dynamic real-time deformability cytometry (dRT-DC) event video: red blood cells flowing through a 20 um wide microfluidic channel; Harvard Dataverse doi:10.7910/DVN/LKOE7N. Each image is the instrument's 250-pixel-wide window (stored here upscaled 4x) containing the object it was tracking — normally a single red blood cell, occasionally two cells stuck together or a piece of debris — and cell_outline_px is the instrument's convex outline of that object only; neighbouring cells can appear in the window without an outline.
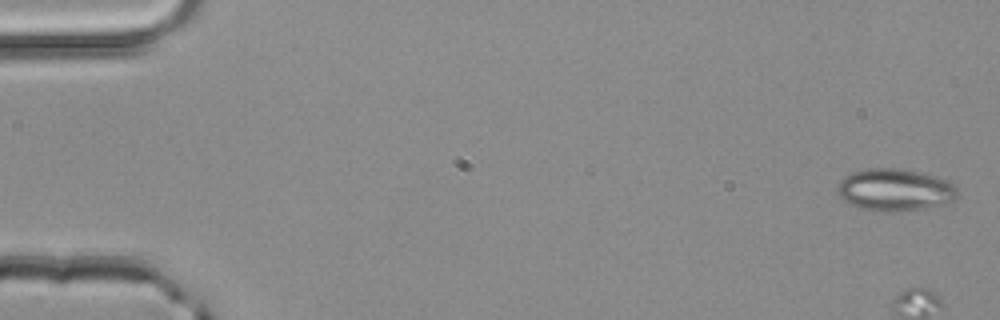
{"species": "common noctule bat (a hibernating species)", "species_latin": "Nyctalus noctula", "temperature_condition": "room temperature", "stored_images_in_passage": 4, "camera_frame_rate_fps": 3000, "um_per_image_px": 0.085, "animal": {"sex": "male", "body_mass_g": 20.4}, "frame": {"image": 1, "passage_image": 1, "time_ms": 0.0, "image_size_px": [1000, 320], "cell_outline_px": [[956, 196], [948, 204], [900, 212], [884, 212], [860, 208], [848, 204], [836, 192], [836, 188], [840, 180], [844, 176], [852, 172], [868, 168], [892, 168], [916, 172], [948, 180], [956, 188]], "centroid_in_image_um": [76.02, 16.16], "position_along_channel_um": 9.0, "area_um2": 29.54}}